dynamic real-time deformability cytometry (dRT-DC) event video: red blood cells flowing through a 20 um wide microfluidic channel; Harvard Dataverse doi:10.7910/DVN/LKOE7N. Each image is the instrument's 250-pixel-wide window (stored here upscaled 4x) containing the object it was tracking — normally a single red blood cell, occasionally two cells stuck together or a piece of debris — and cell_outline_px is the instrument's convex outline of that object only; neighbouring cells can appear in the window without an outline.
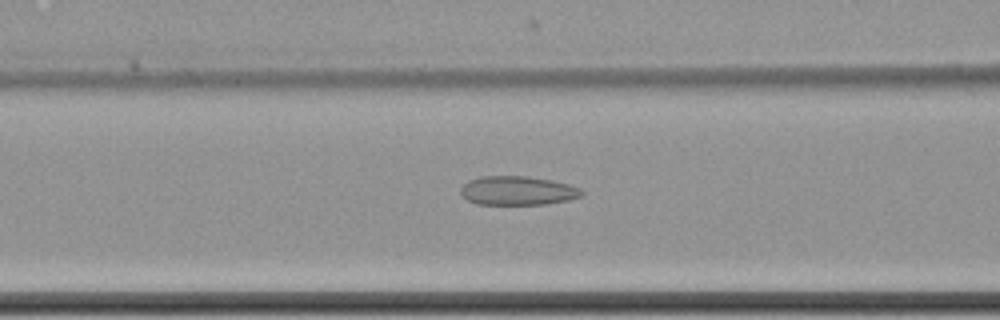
{"species": "common noctule bat (a hibernating species)", "species_latin": "Nyctalus noctula", "temperature_condition": "cold", "stored_images_in_passage": 9, "camera_frame_rate_fps": 3000, "um_per_image_px": 0.085, "animal": {"sex": "female", "body_mass_g": 22.7, "forearm_length_mm": 54.2}, "frame": {"image": 1, "passage_image": 7, "time_ms": 2.0, "image_size_px": [1000, 320], "cell_outline_px": [[584, 196], [568, 200], [548, 204], [476, 204], [468, 200], [460, 192], [460, 188], [468, 180], [480, 176], [528, 176], [552, 180], [568, 184], [580, 188], [584, 192]], "centroid_in_image_um": [44.02, 16.2], "position_along_channel_um": 122.6, "area_um2": 20.58}}